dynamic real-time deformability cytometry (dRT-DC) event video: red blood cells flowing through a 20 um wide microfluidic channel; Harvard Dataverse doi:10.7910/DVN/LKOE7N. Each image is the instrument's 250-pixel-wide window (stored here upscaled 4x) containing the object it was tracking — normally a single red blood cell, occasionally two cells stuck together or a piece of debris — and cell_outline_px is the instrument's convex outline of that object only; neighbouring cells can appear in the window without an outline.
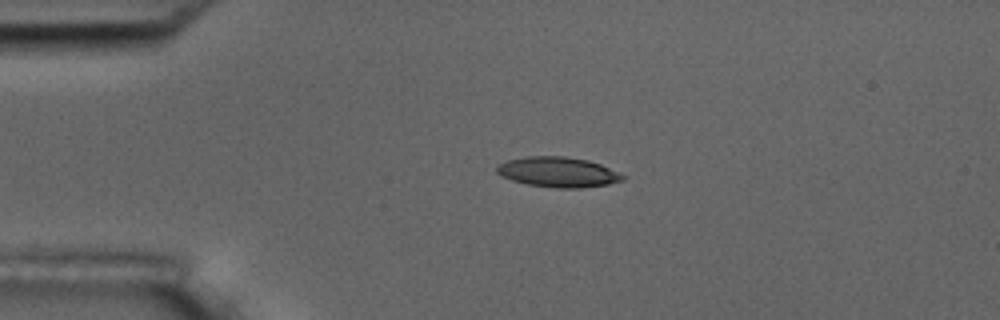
{"species": "common noctule bat (a hibernating species)", "species_latin": "Nyctalus noctula", "temperature_condition": "room temperature", "stored_images_in_passage": 3, "camera_frame_rate_fps": 3000, "um_per_image_px": 0.085, "animal": {"sex": "male", "body_mass_g": 17.5, "forearm_length_mm": 52.3}, "frame": {"image": 1, "passage_image": 2, "time_ms": 0.333, "image_size_px": [1000, 320], "cell_outline_px": [[624, 180], [608, 184], [580, 188], [560, 188], [528, 184], [512, 180], [500, 176], [496, 172], [496, 168], [500, 164], [508, 160], [524, 156], [564, 156], [588, 160], [600, 164], [624, 176]], "centroid_in_image_um": [47.4, 14.62], "position_along_channel_um": 37.6, "area_um2": 21.91}}